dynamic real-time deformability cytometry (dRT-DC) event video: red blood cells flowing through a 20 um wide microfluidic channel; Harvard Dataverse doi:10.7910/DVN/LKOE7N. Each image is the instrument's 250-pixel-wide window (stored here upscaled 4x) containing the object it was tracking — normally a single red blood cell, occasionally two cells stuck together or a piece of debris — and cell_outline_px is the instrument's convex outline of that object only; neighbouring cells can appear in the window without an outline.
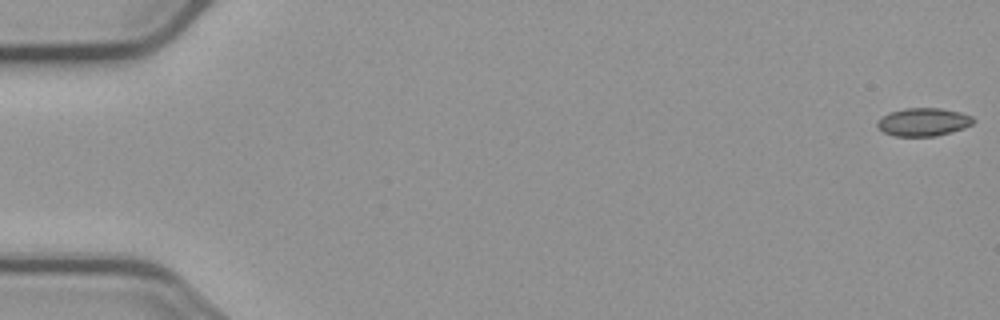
{"species": "common noctule bat (a hibernating species)", "species_latin": "Nyctalus noctula", "temperature_condition": "cold", "stored_images_in_passage": 5, "camera_frame_rate_fps": 3000, "um_per_image_px": 0.085, "animal": {"sex": "male", "body_mass_g": 23.1, "forearm_length_mm": 52.7}, "frame": {"image": 1, "passage_image": 1, "time_ms": 0.0, "image_size_px": [1000, 320], "cell_outline_px": [[976, 120], [972, 124], [964, 128], [952, 132], [936, 136], [896, 136], [884, 132], [876, 128], [876, 124], [888, 112], [904, 108], [940, 108], [960, 112], [972, 116]], "centroid_in_image_um": [78.5, 10.37], "position_along_channel_um": 6.5, "area_um2": 15.78}}
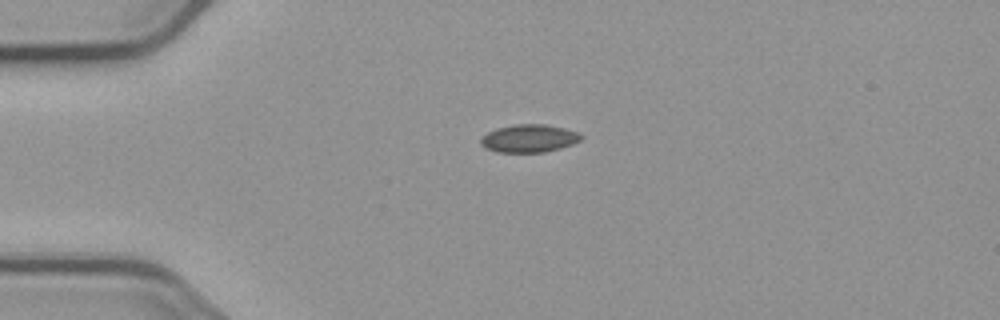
{"frame": {"image": 2, "passage_image": 4, "time_ms": 4.333, "image_size_px": [1000, 320], "cell_outline_px": [[584, 136], [580, 140], [572, 144], [560, 148], [544, 152], [496, 152], [484, 148], [480, 144], [480, 140], [488, 132], [496, 128], [516, 124], [544, 124], [564, 128], [580, 132]], "centroid_in_image_um": [44.98, 11.76], "position_along_channel_um": 40.0, "area_um2": 16.36}}